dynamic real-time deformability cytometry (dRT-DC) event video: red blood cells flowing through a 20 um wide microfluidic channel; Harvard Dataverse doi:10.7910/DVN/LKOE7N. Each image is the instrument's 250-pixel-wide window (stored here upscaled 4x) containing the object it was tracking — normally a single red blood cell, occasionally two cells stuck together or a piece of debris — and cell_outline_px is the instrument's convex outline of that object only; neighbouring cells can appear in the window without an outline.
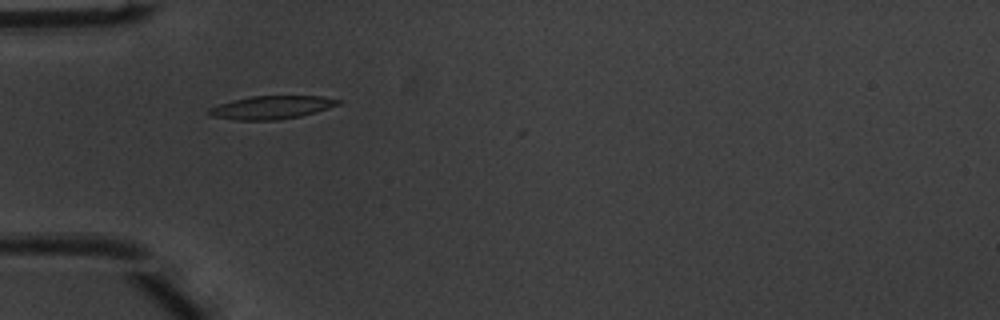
{"species": "common noctule bat (a hibernating species)", "species_latin": "Nyctalus noctula", "temperature_condition": "warm", "stored_images_in_passage": 36, "camera_frame_rate_fps": 3000, "um_per_image_px": 0.085, "animal": {"sex": "male", "body_mass_g": 20.1, "forearm_length_mm": 53.5}, "frame": {"image": 1, "passage_image": 1, "time_ms": 0.0, "image_size_px": [1000, 320], "cell_outline_px": [[344, 100], [340, 104], [316, 112], [300, 116], [276, 120], [236, 120], [212, 116], [208, 112], [208, 108], [232, 100], [252, 96], [320, 96]], "centroid_in_image_um": [23.11, 9.13], "position_along_channel_um": 61.9, "area_um2": 17.4}}
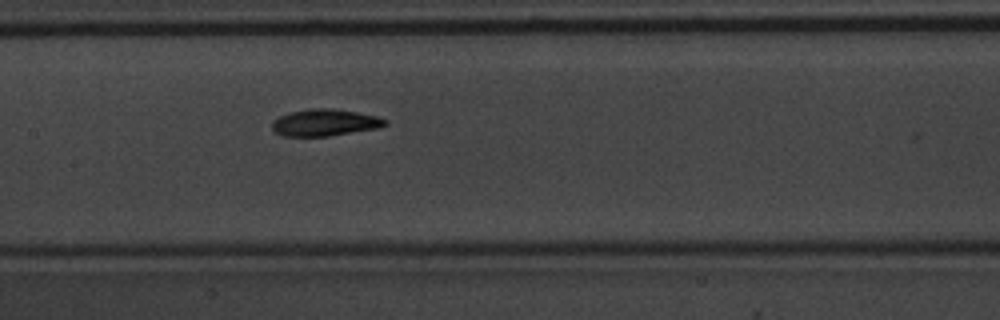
{"frame": {"image": 2, "passage_image": 10, "time_ms": 3.0, "image_size_px": [1000, 320], "cell_outline_px": [[388, 124], [380, 128], [328, 136], [284, 136], [276, 132], [272, 128], [272, 120], [288, 112], [316, 108], [328, 108], [356, 112], [376, 116], [388, 120]], "centroid_in_image_um": [27.62, 10.42], "position_along_channel_um": 179.8, "area_um2": 17.63}}
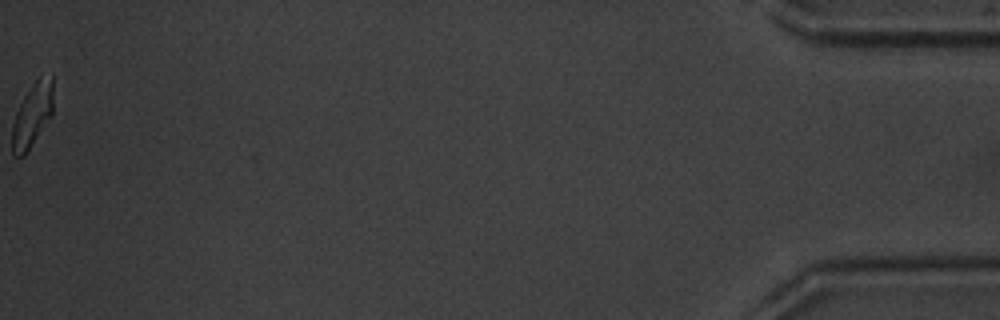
{"frame": {"image": 3, "passage_image": 36, "time_ms": 11.667, "image_size_px": [1000, 320], "cell_outline_px": [[52, 116], [24, 156], [12, 156], [12, 124], [16, 112], [24, 96], [32, 84], [40, 76], [52, 72]], "centroid_in_image_um": [2.75, 9.77], "position_along_channel_um": 432.5, "area_um2": 15.37}, "authors_computed_cell_mechanics": {"area_um2": 17.1666, "velocity_mm_per_s": 4.015, "shape_relaxation_time_tau1_ms": 2.6118, "shape_relaxation_time_tau2_ms": 2.1033, "deformation_change_tau1": 0.1585, "deformation_change_tau2": 0.0804}}